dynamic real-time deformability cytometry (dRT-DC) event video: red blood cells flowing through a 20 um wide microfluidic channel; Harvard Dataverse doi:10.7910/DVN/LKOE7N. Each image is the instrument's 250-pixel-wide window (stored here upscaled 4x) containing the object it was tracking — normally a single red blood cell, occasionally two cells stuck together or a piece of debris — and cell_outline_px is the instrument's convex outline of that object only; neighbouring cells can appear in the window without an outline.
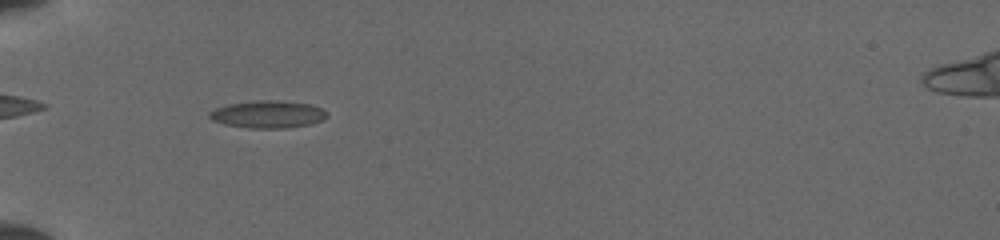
{"species": "common noctule bat (a hibernating species)", "species_latin": "Nyctalus noctula", "temperature_condition": "cold", "stored_images_in_passage": 50, "camera_frame_rate_fps": 3000, "um_per_image_px": 0.085, "animal": {"sex": "female", "body_mass_g": 19.5, "forearm_length_mm": 54.1}, "frame": {"image": 1, "passage_image": 18, "time_ms": 5.667, "image_size_px": [1000, 240], "cell_outline_px": [[328, 116], [324, 120], [312, 124], [288, 128], [248, 128], [224, 124], [212, 120], [208, 116], [208, 112], [216, 108], [228, 104], [256, 100], [276, 100], [308, 104], [320, 108]], "centroid_in_image_um": [22.74, 9.72], "position_along_channel_um": 62.3, "area_um2": 18.79}}
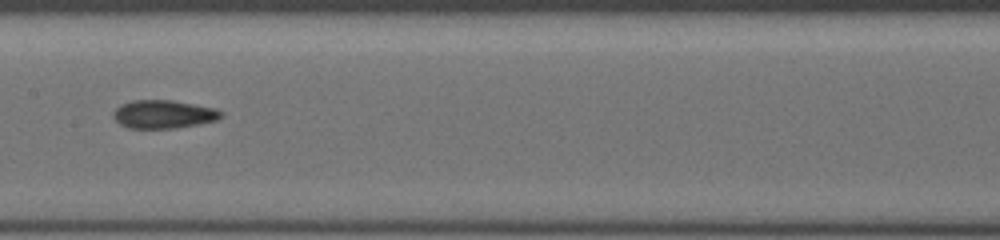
{"frame": {"image": 2, "passage_image": 28, "time_ms": 9.0, "image_size_px": [1000, 240], "cell_outline_px": [[224, 112], [216, 120], [200, 124], [176, 128], [128, 128], [120, 124], [112, 116], [112, 112], [120, 104], [132, 100], [172, 100], [216, 108]], "centroid_in_image_um": [13.88, 9.7], "position_along_channel_um": 193.5, "area_um2": 17.86}}
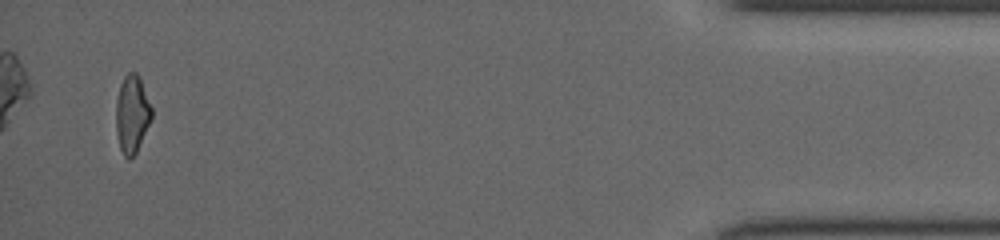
{"frame": {"image": 3, "passage_image": 49, "time_ms": 16.0, "image_size_px": [1000, 240], "cell_outline_px": [[152, 116], [136, 152], [128, 160], [124, 156], [120, 148], [116, 132], [116, 100], [120, 84], [124, 76], [128, 72], [136, 72], [140, 76], [152, 108]], "centroid_in_image_um": [11.21, 9.66], "position_along_channel_um": 424.0, "area_um2": 16.13}}